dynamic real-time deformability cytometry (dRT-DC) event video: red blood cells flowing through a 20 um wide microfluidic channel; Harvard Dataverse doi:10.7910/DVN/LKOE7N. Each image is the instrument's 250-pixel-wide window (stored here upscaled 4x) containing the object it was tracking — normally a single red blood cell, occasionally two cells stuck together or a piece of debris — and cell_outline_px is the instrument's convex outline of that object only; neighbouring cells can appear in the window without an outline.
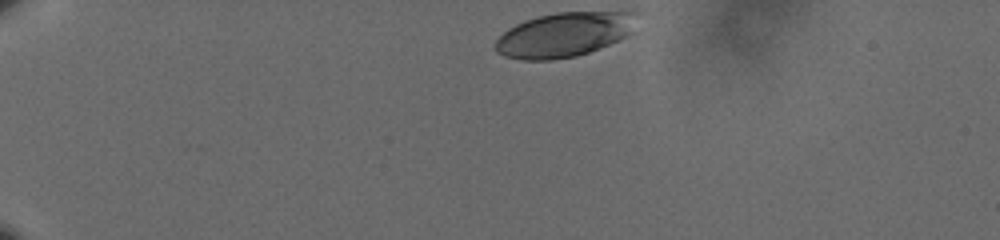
{"species": "human", "species_latin": "Homo sapiens", "temperature_condition": "cold", "stored_images_in_passage": 41, "camera_frame_rate_fps": 3000, "um_per_image_px": 0.085, "donor": {"sex": "male"}, "frame": {"image": 1, "passage_image": 1, "time_ms": 0.0, "image_size_px": [1000, 240], "cell_outline_px": [[640, 12], [628, 32], [624, 36], [608, 44], [588, 52], [576, 56], [552, 60], [520, 60], [504, 56], [496, 52], [496, 40], [508, 28], [524, 20], [536, 16], [556, 12]], "centroid_in_image_um": [47.88, 2.94], "position_along_channel_um": 37.1, "area_um2": 36.3}}
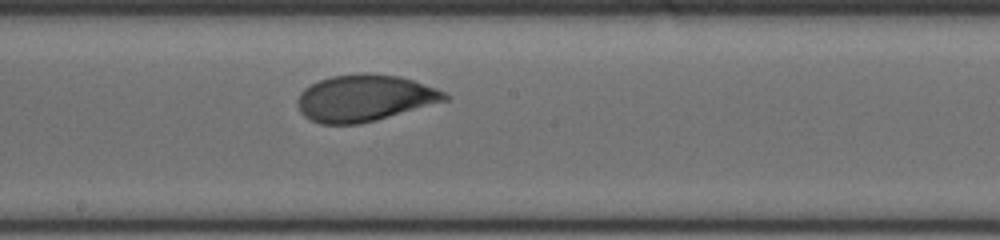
{"frame": {"image": 2, "passage_image": 23, "time_ms": 7.333, "image_size_px": [1000, 240], "cell_outline_px": [[452, 96], [448, 100], [376, 120], [360, 124], [320, 124], [304, 116], [300, 112], [296, 104], [296, 100], [300, 92], [304, 88], [320, 80], [332, 76], [364, 72], [368, 72], [400, 76], [436, 88]], "centroid_in_image_um": [30.97, 8.33], "position_along_channel_um": 217.2, "area_um2": 40.17}}
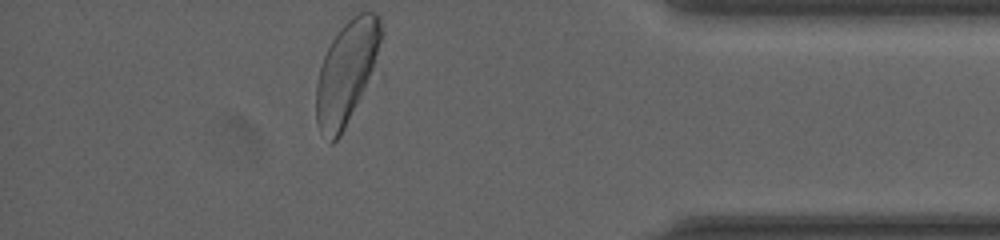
{"frame": {"image": 3, "passage_image": 41, "time_ms": 13.333, "image_size_px": [1000, 240], "cell_outline_px": [[380, 40], [372, 68], [364, 88], [340, 136], [332, 144], [320, 132], [316, 120], [316, 84], [320, 68], [324, 56], [332, 40], [340, 28], [352, 16], [360, 12], [376, 12], [380, 16]], "centroid_in_image_um": [29.4, 6.14], "position_along_channel_um": 405.8, "area_um2": 37.51}, "authors_computed_cell_mechanics": {"area_um2": 39.1306, "velocity_mm_per_s": 3.5651, "shape_relaxation_time_tau1_ms": 2.8742, "shape_relaxation_time_tau2_ms": 1.0477, "deformation_change_tau1": 0.1208, "deformation_change_tau2": 0.0417}}